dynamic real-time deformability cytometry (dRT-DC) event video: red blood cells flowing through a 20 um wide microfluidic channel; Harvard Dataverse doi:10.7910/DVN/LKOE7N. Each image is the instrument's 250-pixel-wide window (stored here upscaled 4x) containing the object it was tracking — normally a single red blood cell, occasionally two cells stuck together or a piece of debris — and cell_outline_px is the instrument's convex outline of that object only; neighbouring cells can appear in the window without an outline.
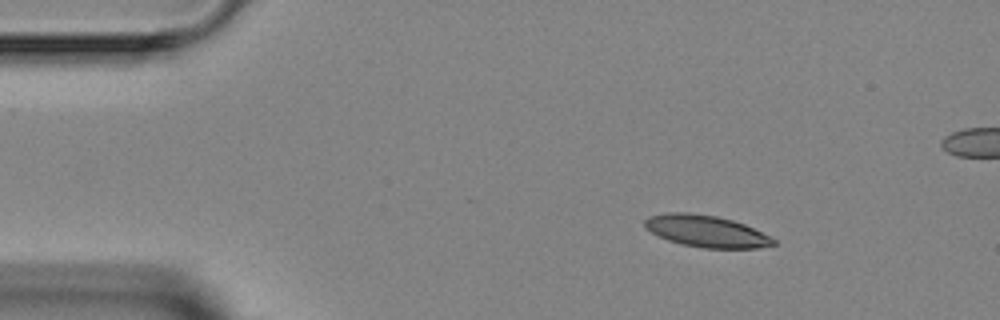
{"species": "Egyptian fruit bat (a non-hibernating species)", "species_latin": "Rousettus aegyptiacus", "temperature_condition": "room temperature", "stored_images_in_passage": 4, "camera_frame_rate_fps": 3000, "um_per_image_px": 0.085, "animal": {"sex": "female"}, "frame": {"image": 1, "passage_image": 1, "time_ms": 0.0, "image_size_px": [1000, 320], "cell_outline_px": [[776, 244], [756, 248], [704, 248], [680, 244], [668, 240], [644, 228], [644, 220], [648, 216], [668, 212], [688, 212], [716, 216], [732, 220], [744, 224], [776, 240]], "centroid_in_image_um": [59.98, 19.64], "position_along_channel_um": 25.0, "area_um2": 23.7}}